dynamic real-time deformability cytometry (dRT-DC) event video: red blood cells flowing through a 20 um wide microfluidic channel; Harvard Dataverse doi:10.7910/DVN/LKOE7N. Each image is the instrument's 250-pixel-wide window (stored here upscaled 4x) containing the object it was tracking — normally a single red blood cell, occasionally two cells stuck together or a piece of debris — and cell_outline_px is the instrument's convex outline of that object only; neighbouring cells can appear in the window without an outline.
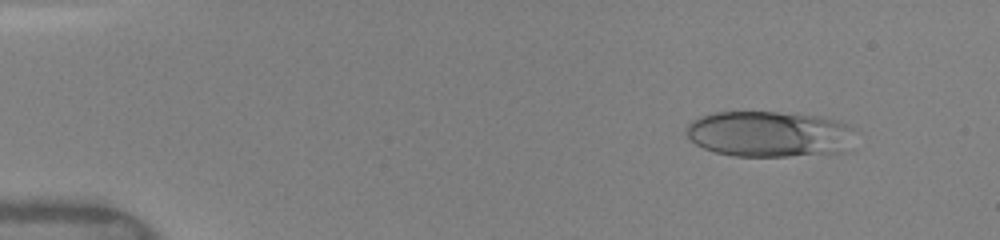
{"species": "human", "species_latin": "Homo sapiens", "temperature_condition": "warm", "stored_images_in_passage": 45, "camera_frame_rate_fps": 3000, "um_per_image_px": 0.085, "donor": {"sex": "female"}, "frame": {"image": 1, "passage_image": 1, "time_ms": 0.0, "image_size_px": [1000, 240], "cell_outline_px": [[860, 132], [852, 152], [788, 156], [732, 156], [716, 152], [704, 148], [688, 140], [684, 132], [684, 128], [692, 120], [700, 116], [712, 112], [776, 112], [820, 116], [840, 120], [856, 128]], "centroid_in_image_um": [65.53, 11.4], "position_along_channel_um": 19.5, "area_um2": 46.88}}
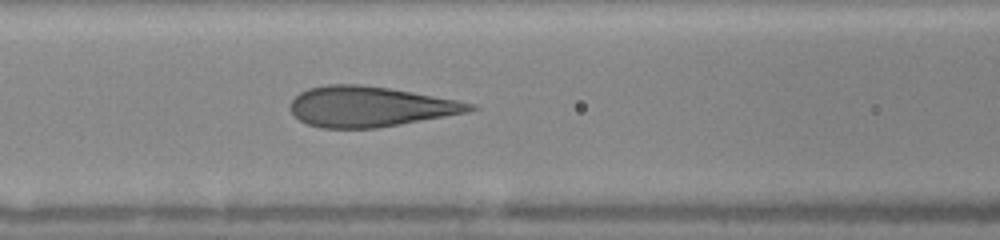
{"frame": {"image": 2, "passage_image": 17, "time_ms": 5.333, "image_size_px": [1000, 240], "cell_outline_px": [[480, 108], [468, 112], [400, 124], [376, 128], [320, 128], [308, 124], [300, 120], [292, 112], [292, 100], [300, 92], [308, 88], [328, 84], [360, 84], [388, 88], [412, 92], [456, 100], [476, 104]], "centroid_in_image_um": [31.46, 9.06], "position_along_channel_um": 135.1, "area_um2": 41.91}}
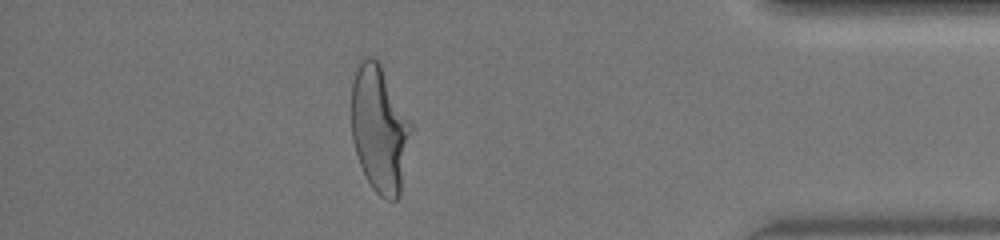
{"frame": {"image": 3, "passage_image": 39, "time_ms": 12.667, "image_size_px": [1000, 240], "cell_outline_px": [[412, 128], [400, 196], [396, 200], [388, 200], [380, 196], [372, 188], [360, 164], [352, 140], [352, 80], [360, 60], [368, 56], [372, 56], [380, 64], [412, 124]], "centroid_in_image_um": [32.26, 10.98], "position_along_channel_um": 402.9, "area_um2": 43.7}, "authors_computed_cell_mechanics": {"area_um2": 43.1188, "velocity_mm_per_s": 4.0932, "shape_relaxation_time_tau1_ms": 5.9463, "shape_relaxation_time_tau2_ms": null, "deformation_change_tau1": 0.2313, "deformation_change_tau2": null}}